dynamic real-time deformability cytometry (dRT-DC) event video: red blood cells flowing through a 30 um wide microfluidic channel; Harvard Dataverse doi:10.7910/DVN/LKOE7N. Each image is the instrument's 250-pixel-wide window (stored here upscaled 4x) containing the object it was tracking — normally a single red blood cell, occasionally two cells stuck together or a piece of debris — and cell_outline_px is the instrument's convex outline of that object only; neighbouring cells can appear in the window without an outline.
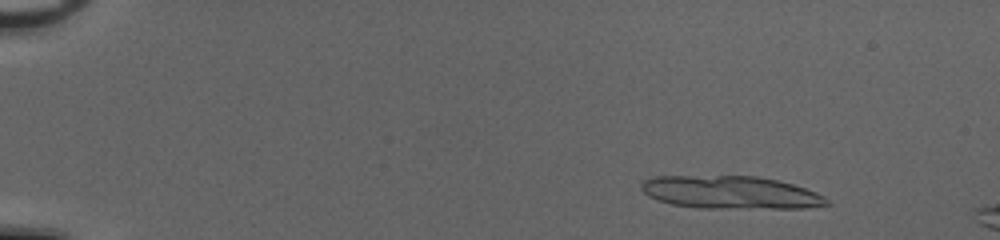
{"species": "common noctule bat (a hibernating species)", "species_latin": "Nyctalus noctula", "temperature_condition": "cold", "stored_images_in_passage": 18, "camera_frame_rate_fps": 3000, "um_per_image_px": 0.085, "animal": {"sex": "female", "body_mass_g": 20.0, "forearm_length_mm": 54.0}, "frame": {"image": 1, "passage_image": 7, "time_ms": 2.0, "image_size_px": [1000, 240], "cell_outline_px": [[832, 204], [808, 208], [696, 208], [672, 204], [648, 196], [640, 188], [640, 184], [644, 180], [656, 176], [756, 176], [776, 180], [792, 184], [816, 192], [824, 196]], "centroid_in_image_um": [62.11, 16.36], "position_along_channel_um": 22.9, "area_um2": 35.55}}